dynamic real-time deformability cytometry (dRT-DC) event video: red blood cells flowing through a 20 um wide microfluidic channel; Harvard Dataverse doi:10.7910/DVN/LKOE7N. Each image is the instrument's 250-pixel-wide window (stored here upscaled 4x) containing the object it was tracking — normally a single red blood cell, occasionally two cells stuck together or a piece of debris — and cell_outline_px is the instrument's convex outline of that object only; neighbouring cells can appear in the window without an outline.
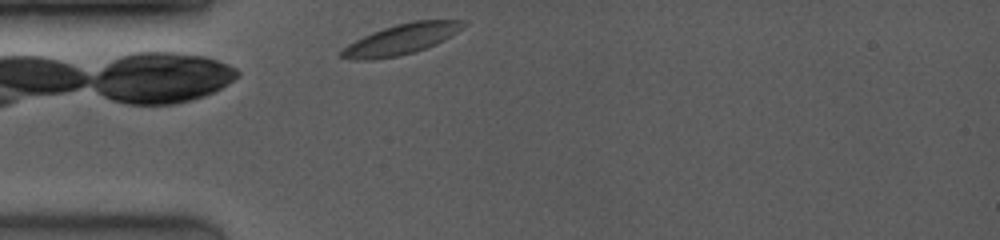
{"species": "common noctule bat (a hibernating species)", "species_latin": "Nyctalus noctula", "temperature_condition": "room temperature", "stored_images_in_passage": 40, "camera_frame_rate_fps": 4000, "um_per_image_px": 0.085, "animal": {"sex": "female", "body_mass_g": 19.0, "forearm_length_mm": 53.3}, "frame": {"image": 1, "passage_image": 1, "time_ms": 0.0, "image_size_px": [1000, 240], "cell_outline_px": [[468, 24], [444, 40], [436, 44], [412, 52], [396, 56], [368, 60], [356, 60], [340, 56], [340, 52], [348, 44], [372, 32], [396, 24], [416, 20], [464, 20]], "centroid_in_image_um": [34.12, 3.32], "position_along_channel_um": 50.9, "area_um2": 21.21}}
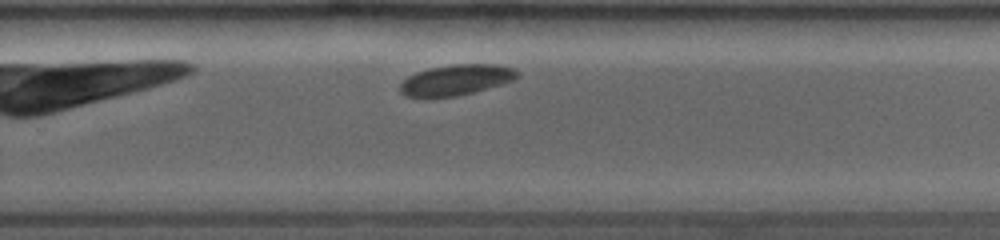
{"frame": {"image": 2, "passage_image": 27, "time_ms": 6.5, "image_size_px": [1000, 240], "cell_outline_px": [[520, 76], [516, 80], [472, 92], [456, 96], [404, 96], [400, 92], [400, 84], [408, 76], [416, 72], [428, 68], [452, 64], [492, 64], [512, 68]], "centroid_in_image_um": [38.77, 6.78], "position_along_channel_um": 291.0, "area_um2": 20.63}}
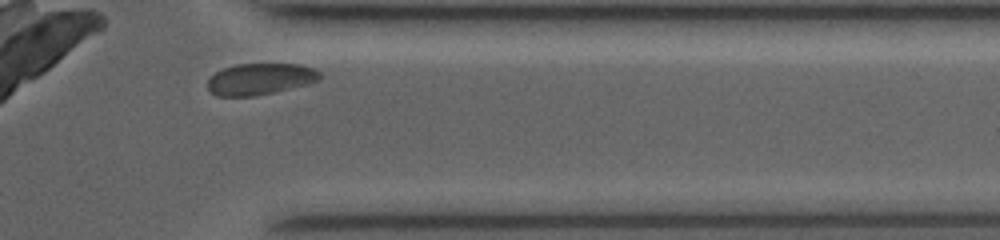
{"frame": {"image": 3, "passage_image": 37, "time_ms": 9.0, "image_size_px": [1000, 240], "cell_outline_px": [[320, 76], [316, 80], [304, 84], [272, 92], [252, 96], [216, 96], [208, 88], [208, 80], [216, 72], [224, 68], [236, 64], [300, 64], [312, 68], [320, 72]], "centroid_in_image_um": [22.06, 6.7], "position_along_channel_um": 389.3, "area_um2": 20.06}, "authors_computed_cell_mechanics": {"area_um2": 21.1548, "velocity_mm_per_s": 3.8577, "shape_relaxation_time_tau1_ms": 0.9966, "shape_relaxation_time_tau2_ms": null, "deformation_change_tau1": 0.0443, "deformation_change_tau2": null}}